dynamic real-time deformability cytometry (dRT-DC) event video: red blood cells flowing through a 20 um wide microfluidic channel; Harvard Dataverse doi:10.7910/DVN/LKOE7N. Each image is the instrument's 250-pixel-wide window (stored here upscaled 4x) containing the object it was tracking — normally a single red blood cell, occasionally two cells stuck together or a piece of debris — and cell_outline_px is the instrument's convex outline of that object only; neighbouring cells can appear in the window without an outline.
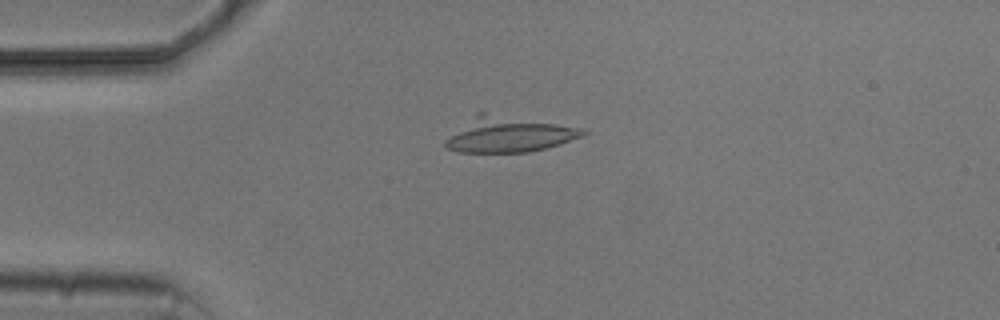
{"species": "common noctule bat (a hibernating species)", "species_latin": "Nyctalus noctula", "temperature_condition": "cold", "stored_images_in_passage": 1, "camera_frame_rate_fps": 3000, "um_per_image_px": 0.085, "animal": {"sex": "male", "body_mass_g": 20.5, "forearm_length_mm": 52.5}, "frame": {"image": 1, "passage_image": 1, "time_ms": 0.0, "image_size_px": [1000, 320], "cell_outline_px": [[588, 132], [584, 136], [560, 144], [528, 152], [456, 152], [444, 148], [444, 140], [448, 136], [476, 112], [484, 112], [584, 128]], "centroid_in_image_um": [43.21, 11.43], "position_along_channel_um": 41.8, "area_um2": 28.44}}